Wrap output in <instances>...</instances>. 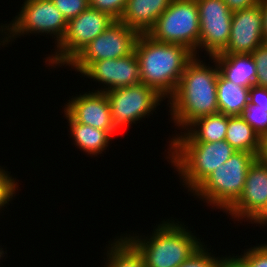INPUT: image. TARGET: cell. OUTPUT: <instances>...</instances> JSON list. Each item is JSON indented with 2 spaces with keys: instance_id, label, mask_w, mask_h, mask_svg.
<instances>
[{
  "instance_id": "1",
  "label": "cell",
  "mask_w": 267,
  "mask_h": 267,
  "mask_svg": "<svg viewBox=\"0 0 267 267\" xmlns=\"http://www.w3.org/2000/svg\"><path fill=\"white\" fill-rule=\"evenodd\" d=\"M194 57L185 67L175 93L167 100L171 120L180 133L199 118L219 113L217 78L219 68ZM182 130V131H181Z\"/></svg>"
},
{
  "instance_id": "2",
  "label": "cell",
  "mask_w": 267,
  "mask_h": 267,
  "mask_svg": "<svg viewBox=\"0 0 267 267\" xmlns=\"http://www.w3.org/2000/svg\"><path fill=\"white\" fill-rule=\"evenodd\" d=\"M134 51L141 83L152 87L164 99L175 93L186 65L195 57L184 45L158 42L147 34H139Z\"/></svg>"
},
{
  "instance_id": "3",
  "label": "cell",
  "mask_w": 267,
  "mask_h": 267,
  "mask_svg": "<svg viewBox=\"0 0 267 267\" xmlns=\"http://www.w3.org/2000/svg\"><path fill=\"white\" fill-rule=\"evenodd\" d=\"M185 226L169 218L156 224L150 235H123L142 254L146 267H177L204 243Z\"/></svg>"
},
{
  "instance_id": "4",
  "label": "cell",
  "mask_w": 267,
  "mask_h": 267,
  "mask_svg": "<svg viewBox=\"0 0 267 267\" xmlns=\"http://www.w3.org/2000/svg\"><path fill=\"white\" fill-rule=\"evenodd\" d=\"M167 143L169 148L165 157L178 172L180 183L190 193L237 152L225 140L212 143L169 141Z\"/></svg>"
},
{
  "instance_id": "5",
  "label": "cell",
  "mask_w": 267,
  "mask_h": 267,
  "mask_svg": "<svg viewBox=\"0 0 267 267\" xmlns=\"http://www.w3.org/2000/svg\"><path fill=\"white\" fill-rule=\"evenodd\" d=\"M256 158L253 153L236 152L206 177L191 192L192 196L226 213L241 196L248 169Z\"/></svg>"
},
{
  "instance_id": "6",
  "label": "cell",
  "mask_w": 267,
  "mask_h": 267,
  "mask_svg": "<svg viewBox=\"0 0 267 267\" xmlns=\"http://www.w3.org/2000/svg\"><path fill=\"white\" fill-rule=\"evenodd\" d=\"M66 28L67 21L52 0H24L16 17L10 23L0 24V34L3 35L0 46H6L19 36L30 34L50 35L57 46L64 37Z\"/></svg>"
},
{
  "instance_id": "7",
  "label": "cell",
  "mask_w": 267,
  "mask_h": 267,
  "mask_svg": "<svg viewBox=\"0 0 267 267\" xmlns=\"http://www.w3.org/2000/svg\"><path fill=\"white\" fill-rule=\"evenodd\" d=\"M147 35L158 42L184 45L195 53L200 37L196 0H172Z\"/></svg>"
},
{
  "instance_id": "8",
  "label": "cell",
  "mask_w": 267,
  "mask_h": 267,
  "mask_svg": "<svg viewBox=\"0 0 267 267\" xmlns=\"http://www.w3.org/2000/svg\"><path fill=\"white\" fill-rule=\"evenodd\" d=\"M116 20L109 14L91 7L67 22L64 37L55 51L44 58L51 69L66 65L92 40L102 34Z\"/></svg>"
},
{
  "instance_id": "9",
  "label": "cell",
  "mask_w": 267,
  "mask_h": 267,
  "mask_svg": "<svg viewBox=\"0 0 267 267\" xmlns=\"http://www.w3.org/2000/svg\"><path fill=\"white\" fill-rule=\"evenodd\" d=\"M116 129L121 132L129 125L150 117L164 99L152 87L143 83L105 92ZM161 103V104H160Z\"/></svg>"
},
{
  "instance_id": "10",
  "label": "cell",
  "mask_w": 267,
  "mask_h": 267,
  "mask_svg": "<svg viewBox=\"0 0 267 267\" xmlns=\"http://www.w3.org/2000/svg\"><path fill=\"white\" fill-rule=\"evenodd\" d=\"M139 33L116 20L86 45L66 66L82 73L92 62L125 57L134 51Z\"/></svg>"
},
{
  "instance_id": "11",
  "label": "cell",
  "mask_w": 267,
  "mask_h": 267,
  "mask_svg": "<svg viewBox=\"0 0 267 267\" xmlns=\"http://www.w3.org/2000/svg\"><path fill=\"white\" fill-rule=\"evenodd\" d=\"M199 12L200 37L199 51H206V56L213 57L227 46L230 37L233 12L223 0H196ZM203 48V49H202Z\"/></svg>"
},
{
  "instance_id": "12",
  "label": "cell",
  "mask_w": 267,
  "mask_h": 267,
  "mask_svg": "<svg viewBox=\"0 0 267 267\" xmlns=\"http://www.w3.org/2000/svg\"><path fill=\"white\" fill-rule=\"evenodd\" d=\"M83 77L93 79L101 88L92 91L106 92L116 88L136 85L141 82L139 62L135 51L117 58L92 62L82 73ZM103 85V86H102Z\"/></svg>"
},
{
  "instance_id": "13",
  "label": "cell",
  "mask_w": 267,
  "mask_h": 267,
  "mask_svg": "<svg viewBox=\"0 0 267 267\" xmlns=\"http://www.w3.org/2000/svg\"><path fill=\"white\" fill-rule=\"evenodd\" d=\"M267 202V164L257 157L250 165L244 190L237 202L226 212L234 221L250 222Z\"/></svg>"
},
{
  "instance_id": "14",
  "label": "cell",
  "mask_w": 267,
  "mask_h": 267,
  "mask_svg": "<svg viewBox=\"0 0 267 267\" xmlns=\"http://www.w3.org/2000/svg\"><path fill=\"white\" fill-rule=\"evenodd\" d=\"M260 4L233 12L229 42L219 54H251L264 44Z\"/></svg>"
},
{
  "instance_id": "15",
  "label": "cell",
  "mask_w": 267,
  "mask_h": 267,
  "mask_svg": "<svg viewBox=\"0 0 267 267\" xmlns=\"http://www.w3.org/2000/svg\"><path fill=\"white\" fill-rule=\"evenodd\" d=\"M63 108L78 123L108 131L113 137L121 134L114 126L104 92H82L80 95L72 96Z\"/></svg>"
},
{
  "instance_id": "16",
  "label": "cell",
  "mask_w": 267,
  "mask_h": 267,
  "mask_svg": "<svg viewBox=\"0 0 267 267\" xmlns=\"http://www.w3.org/2000/svg\"><path fill=\"white\" fill-rule=\"evenodd\" d=\"M172 0H127L120 22L147 34L159 16L169 7Z\"/></svg>"
},
{
  "instance_id": "17",
  "label": "cell",
  "mask_w": 267,
  "mask_h": 267,
  "mask_svg": "<svg viewBox=\"0 0 267 267\" xmlns=\"http://www.w3.org/2000/svg\"><path fill=\"white\" fill-rule=\"evenodd\" d=\"M228 115L217 113L192 122L184 132L173 134L170 142H219L225 140Z\"/></svg>"
},
{
  "instance_id": "18",
  "label": "cell",
  "mask_w": 267,
  "mask_h": 267,
  "mask_svg": "<svg viewBox=\"0 0 267 267\" xmlns=\"http://www.w3.org/2000/svg\"><path fill=\"white\" fill-rule=\"evenodd\" d=\"M212 59L225 79L247 88L255 85L257 71L252 54H216Z\"/></svg>"
},
{
  "instance_id": "19",
  "label": "cell",
  "mask_w": 267,
  "mask_h": 267,
  "mask_svg": "<svg viewBox=\"0 0 267 267\" xmlns=\"http://www.w3.org/2000/svg\"><path fill=\"white\" fill-rule=\"evenodd\" d=\"M63 117L69 123V138L72 137L74 146L76 145L77 149L79 148L91 157L103 154L110 141L113 140V136L108 131L78 123L65 110Z\"/></svg>"
},
{
  "instance_id": "20",
  "label": "cell",
  "mask_w": 267,
  "mask_h": 267,
  "mask_svg": "<svg viewBox=\"0 0 267 267\" xmlns=\"http://www.w3.org/2000/svg\"><path fill=\"white\" fill-rule=\"evenodd\" d=\"M225 141L237 152L261 155L263 139L241 116H228Z\"/></svg>"
},
{
  "instance_id": "21",
  "label": "cell",
  "mask_w": 267,
  "mask_h": 267,
  "mask_svg": "<svg viewBox=\"0 0 267 267\" xmlns=\"http://www.w3.org/2000/svg\"><path fill=\"white\" fill-rule=\"evenodd\" d=\"M250 88L225 79L220 73L217 78V101L219 113L241 116L249 105Z\"/></svg>"
},
{
  "instance_id": "22",
  "label": "cell",
  "mask_w": 267,
  "mask_h": 267,
  "mask_svg": "<svg viewBox=\"0 0 267 267\" xmlns=\"http://www.w3.org/2000/svg\"><path fill=\"white\" fill-rule=\"evenodd\" d=\"M115 238L106 245L104 267H146L142 254L123 234Z\"/></svg>"
},
{
  "instance_id": "23",
  "label": "cell",
  "mask_w": 267,
  "mask_h": 267,
  "mask_svg": "<svg viewBox=\"0 0 267 267\" xmlns=\"http://www.w3.org/2000/svg\"><path fill=\"white\" fill-rule=\"evenodd\" d=\"M10 173L8 170L6 171L5 167L3 168L0 165V213L4 210V207L7 208V205H10L9 202L13 201V197L19 191V180L16 177L13 178V175H10Z\"/></svg>"
},
{
  "instance_id": "24",
  "label": "cell",
  "mask_w": 267,
  "mask_h": 267,
  "mask_svg": "<svg viewBox=\"0 0 267 267\" xmlns=\"http://www.w3.org/2000/svg\"><path fill=\"white\" fill-rule=\"evenodd\" d=\"M241 117L262 139L267 136V109H261L259 106L249 104Z\"/></svg>"
},
{
  "instance_id": "25",
  "label": "cell",
  "mask_w": 267,
  "mask_h": 267,
  "mask_svg": "<svg viewBox=\"0 0 267 267\" xmlns=\"http://www.w3.org/2000/svg\"><path fill=\"white\" fill-rule=\"evenodd\" d=\"M210 250L204 242L196 252L177 267H217L221 257H216Z\"/></svg>"
},
{
  "instance_id": "26",
  "label": "cell",
  "mask_w": 267,
  "mask_h": 267,
  "mask_svg": "<svg viewBox=\"0 0 267 267\" xmlns=\"http://www.w3.org/2000/svg\"><path fill=\"white\" fill-rule=\"evenodd\" d=\"M251 54L257 71L255 85L267 88V43L258 46Z\"/></svg>"
},
{
  "instance_id": "27",
  "label": "cell",
  "mask_w": 267,
  "mask_h": 267,
  "mask_svg": "<svg viewBox=\"0 0 267 267\" xmlns=\"http://www.w3.org/2000/svg\"><path fill=\"white\" fill-rule=\"evenodd\" d=\"M127 0H89V7L109 14L115 20H120Z\"/></svg>"
},
{
  "instance_id": "28",
  "label": "cell",
  "mask_w": 267,
  "mask_h": 267,
  "mask_svg": "<svg viewBox=\"0 0 267 267\" xmlns=\"http://www.w3.org/2000/svg\"><path fill=\"white\" fill-rule=\"evenodd\" d=\"M52 2L67 22L89 7V0H52Z\"/></svg>"
},
{
  "instance_id": "29",
  "label": "cell",
  "mask_w": 267,
  "mask_h": 267,
  "mask_svg": "<svg viewBox=\"0 0 267 267\" xmlns=\"http://www.w3.org/2000/svg\"><path fill=\"white\" fill-rule=\"evenodd\" d=\"M248 267H267V248L263 244L251 246L240 255Z\"/></svg>"
},
{
  "instance_id": "30",
  "label": "cell",
  "mask_w": 267,
  "mask_h": 267,
  "mask_svg": "<svg viewBox=\"0 0 267 267\" xmlns=\"http://www.w3.org/2000/svg\"><path fill=\"white\" fill-rule=\"evenodd\" d=\"M249 104L267 109V88L253 85L250 88Z\"/></svg>"
},
{
  "instance_id": "31",
  "label": "cell",
  "mask_w": 267,
  "mask_h": 267,
  "mask_svg": "<svg viewBox=\"0 0 267 267\" xmlns=\"http://www.w3.org/2000/svg\"><path fill=\"white\" fill-rule=\"evenodd\" d=\"M229 256V255H221L222 257L219 260L217 267H248L246 261L239 255Z\"/></svg>"
},
{
  "instance_id": "32",
  "label": "cell",
  "mask_w": 267,
  "mask_h": 267,
  "mask_svg": "<svg viewBox=\"0 0 267 267\" xmlns=\"http://www.w3.org/2000/svg\"><path fill=\"white\" fill-rule=\"evenodd\" d=\"M223 1L228 5L229 9L232 12L252 7L256 4H259L260 2V0H223Z\"/></svg>"
},
{
  "instance_id": "33",
  "label": "cell",
  "mask_w": 267,
  "mask_h": 267,
  "mask_svg": "<svg viewBox=\"0 0 267 267\" xmlns=\"http://www.w3.org/2000/svg\"><path fill=\"white\" fill-rule=\"evenodd\" d=\"M260 10L262 15V33L265 43H267V0H260Z\"/></svg>"
},
{
  "instance_id": "34",
  "label": "cell",
  "mask_w": 267,
  "mask_h": 267,
  "mask_svg": "<svg viewBox=\"0 0 267 267\" xmlns=\"http://www.w3.org/2000/svg\"><path fill=\"white\" fill-rule=\"evenodd\" d=\"M250 223L252 224H257L259 225V227H267V202L265 204V206L263 207V209L250 221Z\"/></svg>"
},
{
  "instance_id": "35",
  "label": "cell",
  "mask_w": 267,
  "mask_h": 267,
  "mask_svg": "<svg viewBox=\"0 0 267 267\" xmlns=\"http://www.w3.org/2000/svg\"><path fill=\"white\" fill-rule=\"evenodd\" d=\"M261 159L267 164V136L262 141V152L260 155Z\"/></svg>"
},
{
  "instance_id": "36",
  "label": "cell",
  "mask_w": 267,
  "mask_h": 267,
  "mask_svg": "<svg viewBox=\"0 0 267 267\" xmlns=\"http://www.w3.org/2000/svg\"><path fill=\"white\" fill-rule=\"evenodd\" d=\"M5 253L7 254V252L4 251V249L2 248V246H0V259H3L5 257Z\"/></svg>"
},
{
  "instance_id": "37",
  "label": "cell",
  "mask_w": 267,
  "mask_h": 267,
  "mask_svg": "<svg viewBox=\"0 0 267 267\" xmlns=\"http://www.w3.org/2000/svg\"><path fill=\"white\" fill-rule=\"evenodd\" d=\"M263 245L267 248V241L265 243H263Z\"/></svg>"
}]
</instances>
